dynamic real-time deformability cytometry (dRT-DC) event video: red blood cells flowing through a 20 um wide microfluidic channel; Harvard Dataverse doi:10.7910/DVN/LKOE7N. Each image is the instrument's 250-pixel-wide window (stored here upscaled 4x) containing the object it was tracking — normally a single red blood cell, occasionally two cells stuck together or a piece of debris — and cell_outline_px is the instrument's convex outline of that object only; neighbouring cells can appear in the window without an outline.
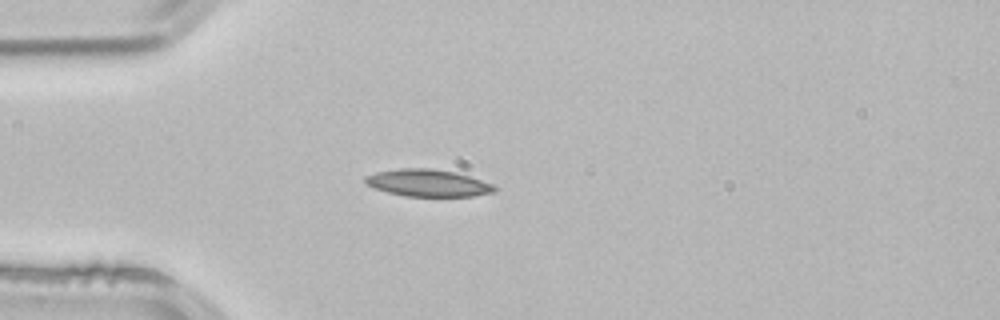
{"species": "common noctule bat (a hibernating species)", "species_latin": "Nyctalus noctula", "temperature_condition": "room temperature", "stored_images_in_passage": 2, "camera_frame_rate_fps": 3000, "um_per_image_px": 0.085, "animal": {"sex": "male", "body_mass_g": 21.5, "forearm_length_mm": 52.0}, "frame": {"image": 1, "passage_image": 2, "time_ms": 0.333, "image_size_px": [1000, 320], "cell_outline_px": [[500, 188], [496, 192], [472, 196], [404, 196], [388, 192], [364, 184], [364, 176], [376, 172], [400, 168], [432, 168], [452, 172], [468, 176], [492, 184]], "centroid_in_image_um": [36.36, 15.55], "position_along_channel_um": 48.6, "area_um2": 20.4}}